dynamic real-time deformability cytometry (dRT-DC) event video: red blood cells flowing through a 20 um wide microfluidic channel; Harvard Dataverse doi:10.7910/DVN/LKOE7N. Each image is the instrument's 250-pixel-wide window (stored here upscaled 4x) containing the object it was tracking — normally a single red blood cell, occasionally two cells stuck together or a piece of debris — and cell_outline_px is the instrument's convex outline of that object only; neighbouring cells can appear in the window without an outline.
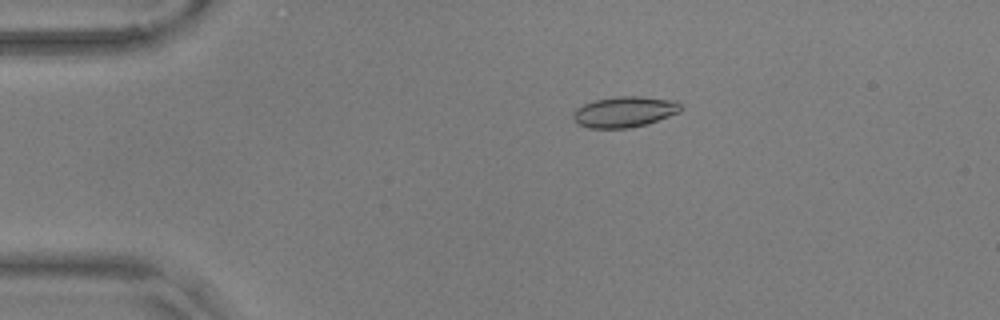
{"species": "common noctule bat (a hibernating species)", "species_latin": "Nyctalus noctula", "temperature_condition": "warm", "stored_images_in_passage": 57, "camera_frame_rate_fps": 3000, "um_per_image_px": 0.085, "animal": {"sex": "male", "body_mass_g": 17.9, "forearm_length_mm": 54.2}, "frame": {"image": 1, "passage_image": 12, "time_ms": 3.667, "image_size_px": [1000, 320], "cell_outline_px": [[684, 108], [680, 112], [648, 124], [628, 128], [588, 128], [580, 124], [572, 116], [572, 112], [576, 108], [584, 104], [596, 100], [620, 96], [640, 96], [676, 100]], "centroid_in_image_um": [53.13, 9.5], "position_along_channel_um": 31.9, "area_um2": 19.36}}
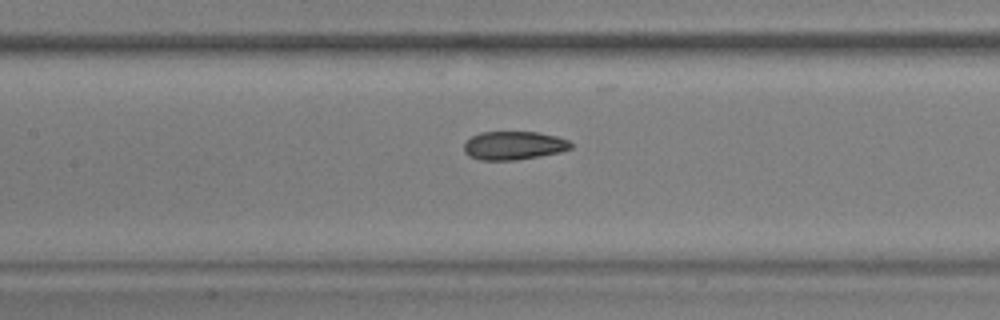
{"frame": {"image": 2, "passage_image": 27, "time_ms": 8.667, "image_size_px": [1000, 320], "cell_outline_px": [[572, 148], [560, 152], [540, 156], [516, 160], [480, 160], [468, 156], [464, 152], [464, 144], [472, 136], [480, 132], [540, 132], [556, 136], [568, 140], [572, 144]], "centroid_in_image_um": [43.67, 12.37], "position_along_channel_um": 163.7, "area_um2": 17.8}}
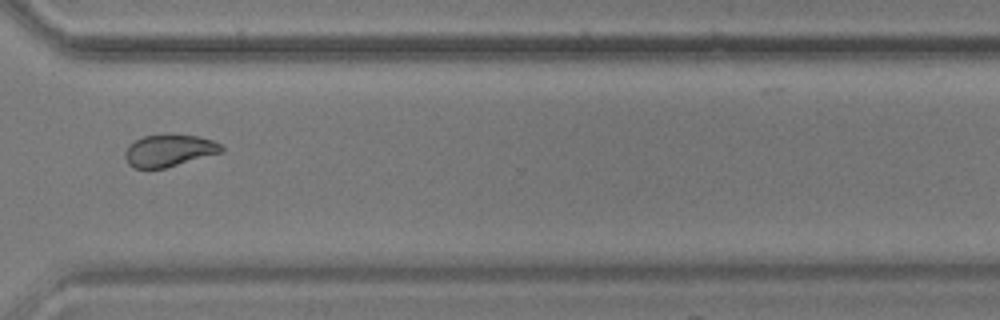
{"frame": {"image": 3, "passage_image": 43, "time_ms": 14.0, "image_size_px": [1000, 320], "cell_outline_px": [[224, 152], [164, 168], [136, 168], [128, 164], [124, 156], [124, 152], [136, 140], [144, 136], [196, 136], [212, 140], [220, 144], [224, 148]], "centroid_in_image_um": [14.4, 12.82], "position_along_channel_um": 356.2, "area_um2": 17.46}, "authors_computed_cell_mechanics": {"area_um2": 18.5538, "velocity_mm_per_s": 3.6136, "shape_relaxation_time_tau1_ms": 7.0501, "shape_relaxation_time_tau2_ms": 1.475, "deformation_change_tau1": 0.1803, "deformation_change_tau2": 0.0674}}